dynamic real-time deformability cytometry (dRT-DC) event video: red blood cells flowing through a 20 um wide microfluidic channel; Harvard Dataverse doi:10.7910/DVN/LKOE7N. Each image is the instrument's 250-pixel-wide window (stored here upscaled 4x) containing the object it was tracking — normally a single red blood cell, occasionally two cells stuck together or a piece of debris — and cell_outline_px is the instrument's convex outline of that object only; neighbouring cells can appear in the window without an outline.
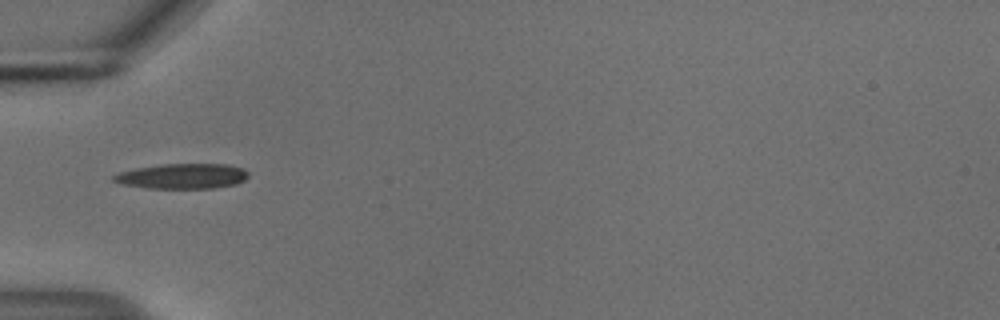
{"species": "common noctule bat (a hibernating species)", "species_latin": "Nyctalus noctula", "temperature_condition": "cold", "stored_images_in_passage": 37, "camera_frame_rate_fps": 3000, "um_per_image_px": 0.085, "animal": {"sex": "male", "body_mass_g": 18.8}, "frame": {"image": 1, "passage_image": 1, "time_ms": 0.0, "image_size_px": [1000, 320], "cell_outline_px": [[248, 176], [244, 180], [236, 184], [212, 188], [148, 188], [120, 184], [112, 180], [112, 176], [120, 172], [136, 168], [160, 164], [228, 164], [244, 168], [248, 172]], "centroid_in_image_um": [15.5, 14.97], "position_along_channel_um": 69.5, "area_um2": 19.83}}
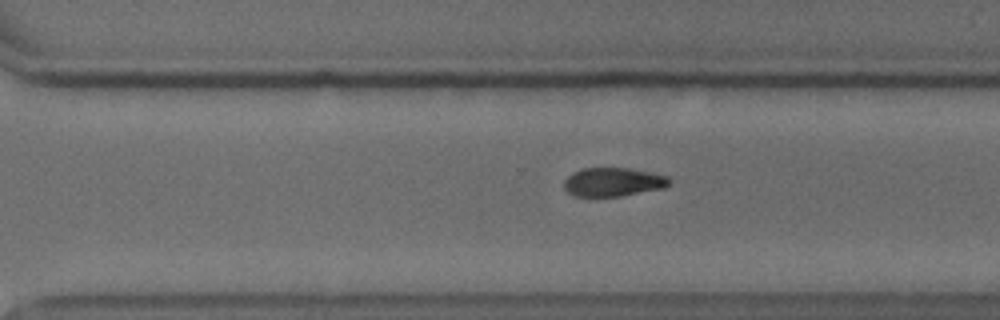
{"frame": {"image": 2, "passage_image": 21, "time_ms": 6.667, "image_size_px": [1000, 320], "cell_outline_px": [[672, 180], [664, 188], [620, 196], [576, 196], [568, 192], [564, 188], [564, 180], [572, 172], [580, 168], [628, 168], [668, 176]], "centroid_in_image_um": [52.1, 15.46], "position_along_channel_um": 318.5, "area_um2": 17.57}}
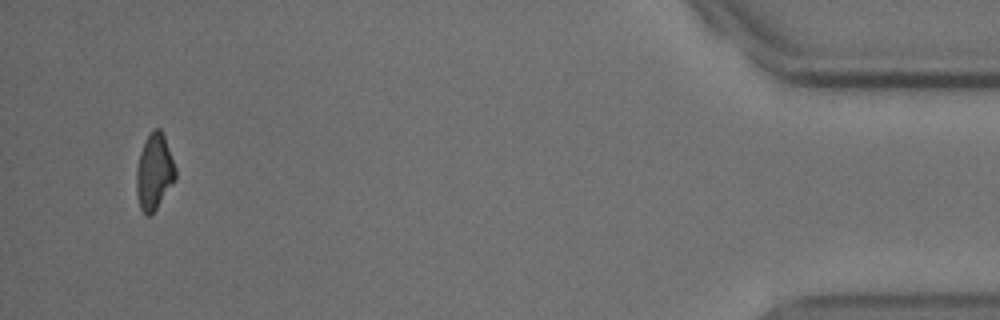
{"frame": {"image": 3, "passage_image": 35, "time_ms": 11.333, "image_size_px": [1000, 320], "cell_outline_px": [[176, 180], [156, 208], [148, 216], [144, 216], [140, 208], [136, 192], [136, 168], [140, 152], [152, 128], [160, 128], [164, 136], [176, 168]], "centroid_in_image_um": [13.11, 14.62], "position_along_channel_um": 422.1, "area_um2": 17.28}, "authors_computed_cell_mechanics": {"area_um2": 18.3804, "velocity_mm_per_s": 3.7399, "shape_relaxation_time_tau1_ms": 6.3664, "shape_relaxation_time_tau2_ms": null, "deformation_change_tau1": 0.1848, "deformation_change_tau2": null}}